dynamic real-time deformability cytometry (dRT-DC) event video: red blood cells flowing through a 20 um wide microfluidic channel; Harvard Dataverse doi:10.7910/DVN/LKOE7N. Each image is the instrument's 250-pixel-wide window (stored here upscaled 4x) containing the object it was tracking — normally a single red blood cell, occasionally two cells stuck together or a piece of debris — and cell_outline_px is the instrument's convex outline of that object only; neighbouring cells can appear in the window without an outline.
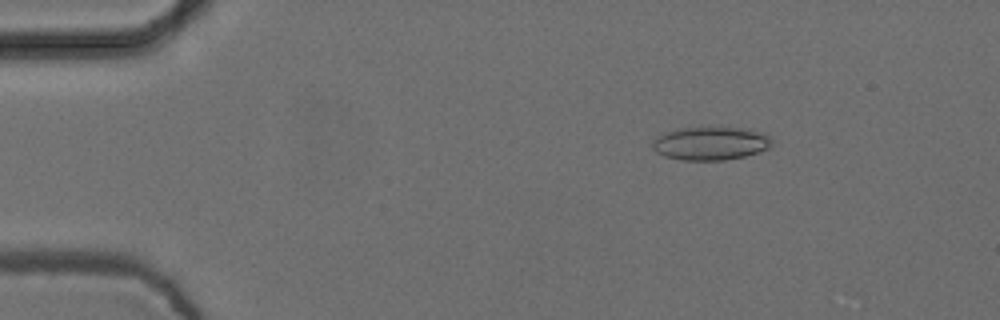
{"species": "common noctule bat (a hibernating species)", "species_latin": "Nyctalus noctula", "temperature_condition": "cold", "stored_images_in_passage": 53, "camera_frame_rate_fps": 3000, "um_per_image_px": 0.085, "animal": {"sex": "female", "body_mass_g": 24.6, "forearm_length_mm": 56.2}, "frame": {"image": 1, "passage_image": 7, "time_ms": 2.0, "image_size_px": [1000, 320], "cell_outline_px": [[772, 144], [768, 148], [744, 156], [724, 160], [680, 160], [664, 156], [656, 152], [652, 148], [652, 140], [656, 136], [676, 128], [748, 128], [764, 132], [772, 136]], "centroid_in_image_um": [60.39, 12.18], "position_along_channel_um": 24.6, "area_um2": 23.35}}
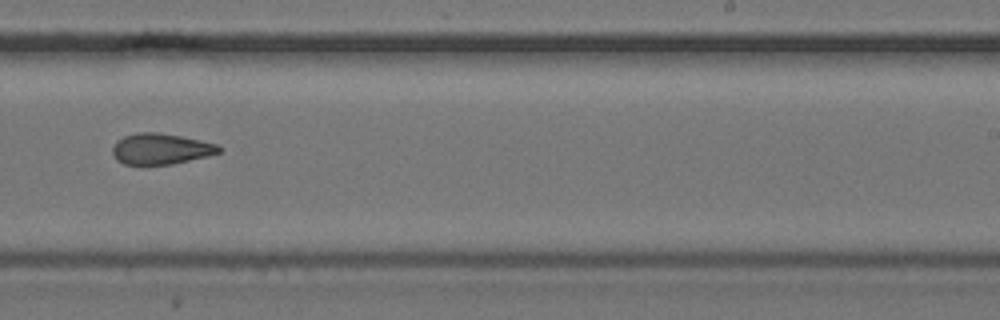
{"frame": {"image": 2, "passage_image": 33, "time_ms": 10.667, "image_size_px": [1000, 320], "cell_outline_px": [[220, 152], [208, 156], [172, 164], [124, 164], [116, 160], [112, 152], [112, 148], [116, 140], [124, 136], [140, 132], [160, 132], [200, 140], [216, 144], [220, 148]], "centroid_in_image_um": [13.63, 12.65], "position_along_channel_um": 275.4, "area_um2": 19.07}}
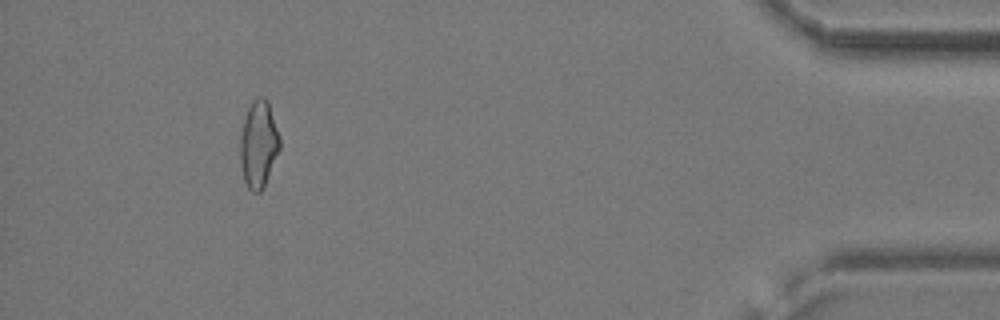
{"frame": {"image": 3, "passage_image": 49, "time_ms": 16.0, "image_size_px": [1000, 320], "cell_outline_px": [[280, 148], [264, 188], [260, 192], [252, 192], [248, 188], [244, 180], [240, 160], [240, 136], [244, 116], [252, 100], [260, 96], [264, 96], [268, 100], [280, 140]], "centroid_in_image_um": [21.97, 12.25], "position_along_channel_um": 413.2, "area_um2": 20.17}, "authors_computed_cell_mechanics": {"area_um2": 20.1144, "velocity_mm_per_s": 3.7593, "shape_relaxation_time_tau1_ms": null, "shape_relaxation_time_tau2_ms": 5.1694, "deformation_change_tau1": null, "deformation_change_tau2": 0.1294}}